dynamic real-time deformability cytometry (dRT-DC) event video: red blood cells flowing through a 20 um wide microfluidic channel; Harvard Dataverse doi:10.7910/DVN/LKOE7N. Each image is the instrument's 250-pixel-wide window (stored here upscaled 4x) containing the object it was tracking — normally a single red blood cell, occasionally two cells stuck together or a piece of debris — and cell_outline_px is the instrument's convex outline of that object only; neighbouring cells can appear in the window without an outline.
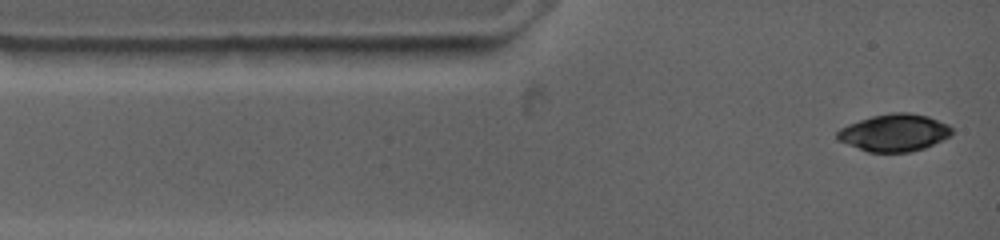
{"species": "common noctule bat (a hibernating species)", "species_latin": "Nyctalus noctula", "temperature_condition": "warm", "stored_images_in_passage": 2, "camera_frame_rate_fps": 4500, "um_per_image_px": 0.085, "animal": {"sex": "female", "body_mass_g": 19.0, "forearm_length_mm": 53.3}, "frame": {"image": 1, "passage_image": 2, "time_ms": 0.444, "image_size_px": [1000, 240], "cell_outline_px": [[952, 136], [924, 148], [912, 152], [868, 152], [836, 140], [836, 132], [840, 128], [848, 124], [872, 116], [888, 112], [908, 112], [928, 116], [948, 124], [952, 128]], "centroid_in_image_um": [76.01, 11.28], "position_along_channel_um": 9.0, "area_um2": 25.14}}